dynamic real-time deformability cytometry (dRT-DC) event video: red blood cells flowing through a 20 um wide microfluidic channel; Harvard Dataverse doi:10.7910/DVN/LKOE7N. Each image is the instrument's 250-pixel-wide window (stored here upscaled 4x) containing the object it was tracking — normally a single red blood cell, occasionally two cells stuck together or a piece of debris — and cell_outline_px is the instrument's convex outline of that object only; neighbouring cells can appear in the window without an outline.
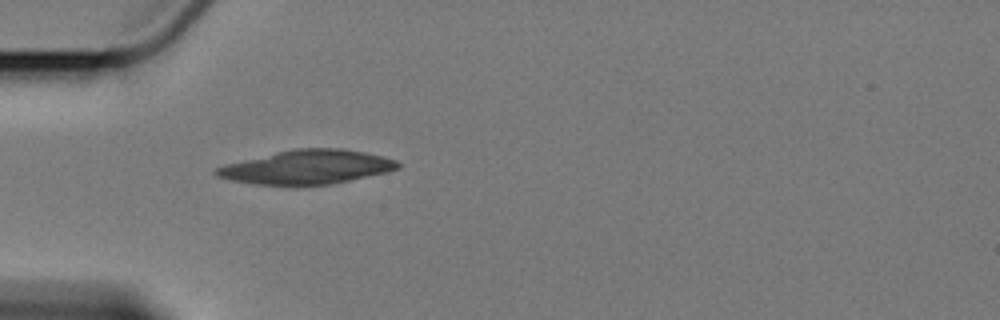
{"species": "Egyptian fruit bat (a non-hibernating species)", "species_latin": "Rousettus aegyptiacus", "temperature_condition": "cold", "stored_images_in_passage": 4, "camera_frame_rate_fps": 3000, "um_per_image_px": 0.085, "animal": {"sex": "female"}, "frame": {"image": 1, "passage_image": 4, "time_ms": 5.0, "image_size_px": [1000, 320], "cell_outline_px": [[400, 168], [388, 172], [332, 184], [256, 184], [232, 180], [216, 176], [212, 172], [216, 168], [224, 164], [292, 148], [344, 148], [384, 156], [396, 160], [400, 164]], "centroid_in_image_um": [26.11, 14.18], "position_along_channel_um": 58.9, "area_um2": 35.89}}